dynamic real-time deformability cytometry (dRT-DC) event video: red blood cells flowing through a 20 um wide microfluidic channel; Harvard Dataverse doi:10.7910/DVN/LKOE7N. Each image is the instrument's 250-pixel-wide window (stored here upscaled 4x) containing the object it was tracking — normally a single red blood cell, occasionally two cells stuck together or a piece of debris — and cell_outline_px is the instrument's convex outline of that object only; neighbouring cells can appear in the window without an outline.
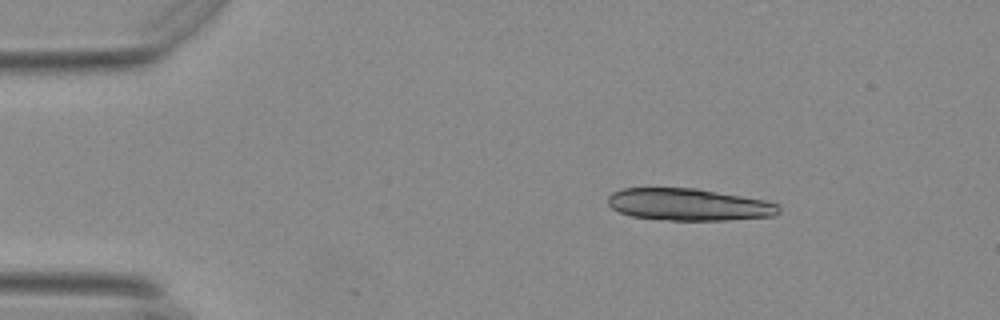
{"species": "Egyptian fruit bat (a non-hibernating species)", "species_latin": "Rousettus aegyptiacus", "temperature_condition": "warm", "stored_images_in_passage": 2, "camera_frame_rate_fps": 3000, "um_per_image_px": 0.085, "animal": {"sex": "female"}, "frame": {"image": 1, "passage_image": 1, "time_ms": 0.0, "image_size_px": [1000, 320], "cell_outline_px": [[780, 212], [776, 216], [724, 220], [668, 220], [632, 216], [620, 212], [612, 208], [608, 204], [608, 196], [612, 192], [620, 188], [696, 188], [764, 200], [776, 204], [780, 208]], "centroid_in_image_um": [58.52, 17.38], "position_along_channel_um": 26.5, "area_um2": 31.85}}